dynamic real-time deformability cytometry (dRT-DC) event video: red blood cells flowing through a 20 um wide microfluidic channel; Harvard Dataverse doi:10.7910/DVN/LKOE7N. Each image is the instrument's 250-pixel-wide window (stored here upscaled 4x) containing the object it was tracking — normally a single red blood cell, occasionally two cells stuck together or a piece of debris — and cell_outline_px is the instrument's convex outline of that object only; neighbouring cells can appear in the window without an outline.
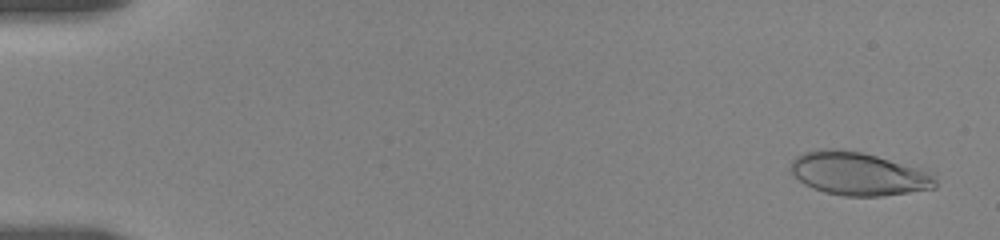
{"species": "human", "species_latin": "Homo sapiens", "temperature_condition": "room temperature", "stored_images_in_passage": 45, "camera_frame_rate_fps": 3000, "um_per_image_px": 0.085, "donor": {"sex": "female"}, "frame": {"image": 1, "passage_image": 1, "time_ms": 0.0, "image_size_px": [1000, 240], "cell_outline_px": [[936, 188], [880, 196], [844, 196], [824, 192], [804, 184], [788, 168], [792, 160], [796, 156], [804, 152], [820, 148], [840, 148], [864, 152], [936, 172]], "centroid_in_image_um": [73.0, 14.74], "position_along_channel_um": 12.0, "area_um2": 36.99}}
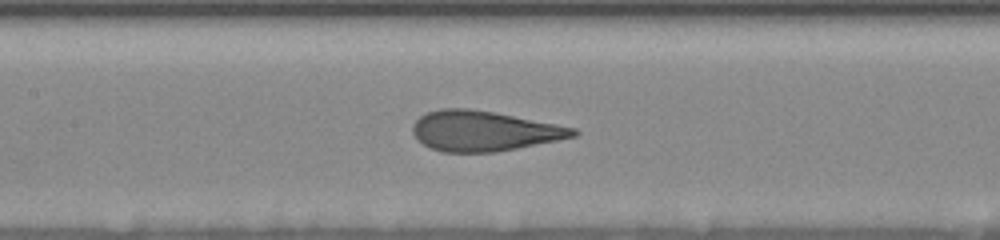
{"frame": {"image": 2, "passage_image": 22, "time_ms": 8.333, "image_size_px": [1000, 240], "cell_outline_px": [[580, 132], [576, 136], [496, 152], [440, 152], [416, 140], [412, 132], [412, 124], [420, 116], [428, 112], [440, 108], [468, 108], [492, 112], [556, 124], [576, 128]], "centroid_in_image_um": [41.08, 11.13], "position_along_channel_um": 166.3, "area_um2": 37.34}}
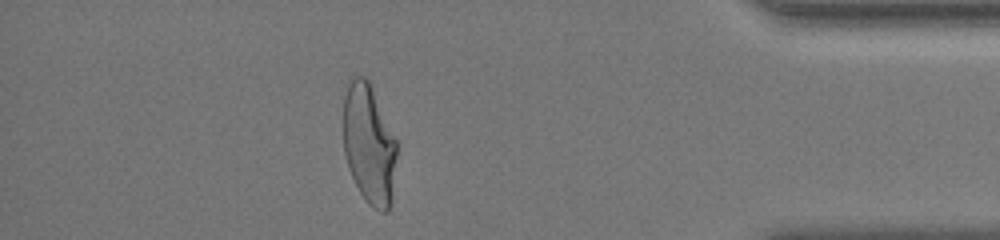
{"frame": {"image": 3, "passage_image": 40, "time_ms": 16.0, "image_size_px": [1000, 240], "cell_outline_px": [[396, 156], [392, 200], [388, 212], [380, 212], [372, 208], [368, 204], [360, 192], [348, 168], [344, 152], [344, 96], [348, 76], [364, 76], [368, 80], [396, 140]], "centroid_in_image_um": [31.35, 12.26], "position_along_channel_um": 403.8, "area_um2": 37.34}, "authors_computed_cell_mechanics": {"area_um2": 37.57, "velocity_mm_per_s": 3.5477, "shape_relaxation_time_tau1_ms": 3.8647, "shape_relaxation_time_tau2_ms": 0.7383, "deformation_change_tau1": 0.1813, "deformation_change_tau2": 0.0762}}